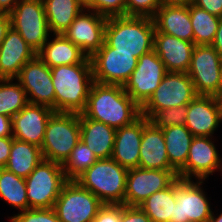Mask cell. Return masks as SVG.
<instances>
[{
  "mask_svg": "<svg viewBox=\"0 0 222 222\" xmlns=\"http://www.w3.org/2000/svg\"><path fill=\"white\" fill-rule=\"evenodd\" d=\"M81 114L118 129L137 120L141 116V107L122 85L94 82Z\"/></svg>",
  "mask_w": 222,
  "mask_h": 222,
  "instance_id": "6da1fadb",
  "label": "cell"
},
{
  "mask_svg": "<svg viewBox=\"0 0 222 222\" xmlns=\"http://www.w3.org/2000/svg\"><path fill=\"white\" fill-rule=\"evenodd\" d=\"M55 91V112L81 113L94 83L90 57L82 63L50 68Z\"/></svg>",
  "mask_w": 222,
  "mask_h": 222,
  "instance_id": "7a4b0ae2",
  "label": "cell"
},
{
  "mask_svg": "<svg viewBox=\"0 0 222 222\" xmlns=\"http://www.w3.org/2000/svg\"><path fill=\"white\" fill-rule=\"evenodd\" d=\"M155 23L150 17L107 18L104 42L114 52L132 53L137 59L154 49Z\"/></svg>",
  "mask_w": 222,
  "mask_h": 222,
  "instance_id": "3957f363",
  "label": "cell"
},
{
  "mask_svg": "<svg viewBox=\"0 0 222 222\" xmlns=\"http://www.w3.org/2000/svg\"><path fill=\"white\" fill-rule=\"evenodd\" d=\"M128 169L112 158L98 159L75 181L96 195L104 204H122Z\"/></svg>",
  "mask_w": 222,
  "mask_h": 222,
  "instance_id": "277c9868",
  "label": "cell"
},
{
  "mask_svg": "<svg viewBox=\"0 0 222 222\" xmlns=\"http://www.w3.org/2000/svg\"><path fill=\"white\" fill-rule=\"evenodd\" d=\"M79 141L80 113L54 111L41 146L43 159L63 164Z\"/></svg>",
  "mask_w": 222,
  "mask_h": 222,
  "instance_id": "5b68a950",
  "label": "cell"
},
{
  "mask_svg": "<svg viewBox=\"0 0 222 222\" xmlns=\"http://www.w3.org/2000/svg\"><path fill=\"white\" fill-rule=\"evenodd\" d=\"M67 181L62 164L43 159L25 179L29 209L53 208Z\"/></svg>",
  "mask_w": 222,
  "mask_h": 222,
  "instance_id": "8992f818",
  "label": "cell"
},
{
  "mask_svg": "<svg viewBox=\"0 0 222 222\" xmlns=\"http://www.w3.org/2000/svg\"><path fill=\"white\" fill-rule=\"evenodd\" d=\"M197 96L192 79L184 72H167L157 89L141 107V115L150 119L156 112L188 105Z\"/></svg>",
  "mask_w": 222,
  "mask_h": 222,
  "instance_id": "52a82bcc",
  "label": "cell"
},
{
  "mask_svg": "<svg viewBox=\"0 0 222 222\" xmlns=\"http://www.w3.org/2000/svg\"><path fill=\"white\" fill-rule=\"evenodd\" d=\"M103 205L92 192L68 180L53 208L61 222H92Z\"/></svg>",
  "mask_w": 222,
  "mask_h": 222,
  "instance_id": "ba28073f",
  "label": "cell"
},
{
  "mask_svg": "<svg viewBox=\"0 0 222 222\" xmlns=\"http://www.w3.org/2000/svg\"><path fill=\"white\" fill-rule=\"evenodd\" d=\"M11 27L38 53L51 35L42 0H20L9 14Z\"/></svg>",
  "mask_w": 222,
  "mask_h": 222,
  "instance_id": "9c48e42d",
  "label": "cell"
},
{
  "mask_svg": "<svg viewBox=\"0 0 222 222\" xmlns=\"http://www.w3.org/2000/svg\"><path fill=\"white\" fill-rule=\"evenodd\" d=\"M221 58L211 45H195L187 74L197 95L222 98Z\"/></svg>",
  "mask_w": 222,
  "mask_h": 222,
  "instance_id": "30bf717a",
  "label": "cell"
},
{
  "mask_svg": "<svg viewBox=\"0 0 222 222\" xmlns=\"http://www.w3.org/2000/svg\"><path fill=\"white\" fill-rule=\"evenodd\" d=\"M203 183L204 180L176 179L174 217L169 222H208L213 211Z\"/></svg>",
  "mask_w": 222,
  "mask_h": 222,
  "instance_id": "8fae6325",
  "label": "cell"
},
{
  "mask_svg": "<svg viewBox=\"0 0 222 222\" xmlns=\"http://www.w3.org/2000/svg\"><path fill=\"white\" fill-rule=\"evenodd\" d=\"M94 82L122 85L129 80L138 59L132 53L114 52L105 42L91 57Z\"/></svg>",
  "mask_w": 222,
  "mask_h": 222,
  "instance_id": "7c38bea8",
  "label": "cell"
},
{
  "mask_svg": "<svg viewBox=\"0 0 222 222\" xmlns=\"http://www.w3.org/2000/svg\"><path fill=\"white\" fill-rule=\"evenodd\" d=\"M166 73L164 63L153 49L138 59L135 70L123 86L124 90L142 107L157 89Z\"/></svg>",
  "mask_w": 222,
  "mask_h": 222,
  "instance_id": "4fadbf2b",
  "label": "cell"
},
{
  "mask_svg": "<svg viewBox=\"0 0 222 222\" xmlns=\"http://www.w3.org/2000/svg\"><path fill=\"white\" fill-rule=\"evenodd\" d=\"M178 178L175 170L129 169L126 178L125 206H139L153 193L169 187Z\"/></svg>",
  "mask_w": 222,
  "mask_h": 222,
  "instance_id": "5bb4252c",
  "label": "cell"
},
{
  "mask_svg": "<svg viewBox=\"0 0 222 222\" xmlns=\"http://www.w3.org/2000/svg\"><path fill=\"white\" fill-rule=\"evenodd\" d=\"M15 79L25 90L28 103L44 105L55 111L51 70L38 55L22 67Z\"/></svg>",
  "mask_w": 222,
  "mask_h": 222,
  "instance_id": "9a60e30c",
  "label": "cell"
},
{
  "mask_svg": "<svg viewBox=\"0 0 222 222\" xmlns=\"http://www.w3.org/2000/svg\"><path fill=\"white\" fill-rule=\"evenodd\" d=\"M213 137L194 136L186 164L178 171L180 179L204 180L216 171H222L220 158ZM213 140V141H212Z\"/></svg>",
  "mask_w": 222,
  "mask_h": 222,
  "instance_id": "2e32d148",
  "label": "cell"
},
{
  "mask_svg": "<svg viewBox=\"0 0 222 222\" xmlns=\"http://www.w3.org/2000/svg\"><path fill=\"white\" fill-rule=\"evenodd\" d=\"M107 18L83 9L63 35L91 57L104 44Z\"/></svg>",
  "mask_w": 222,
  "mask_h": 222,
  "instance_id": "e0dca14e",
  "label": "cell"
},
{
  "mask_svg": "<svg viewBox=\"0 0 222 222\" xmlns=\"http://www.w3.org/2000/svg\"><path fill=\"white\" fill-rule=\"evenodd\" d=\"M222 123V98L197 95L187 105L185 126L193 136L214 137Z\"/></svg>",
  "mask_w": 222,
  "mask_h": 222,
  "instance_id": "ac0fdd59",
  "label": "cell"
},
{
  "mask_svg": "<svg viewBox=\"0 0 222 222\" xmlns=\"http://www.w3.org/2000/svg\"><path fill=\"white\" fill-rule=\"evenodd\" d=\"M53 112L47 106L28 103L12 117L13 138L41 148L46 126Z\"/></svg>",
  "mask_w": 222,
  "mask_h": 222,
  "instance_id": "d6986e66",
  "label": "cell"
},
{
  "mask_svg": "<svg viewBox=\"0 0 222 222\" xmlns=\"http://www.w3.org/2000/svg\"><path fill=\"white\" fill-rule=\"evenodd\" d=\"M36 56L34 49L11 27L0 45V79H15L22 67Z\"/></svg>",
  "mask_w": 222,
  "mask_h": 222,
  "instance_id": "ffe728a7",
  "label": "cell"
},
{
  "mask_svg": "<svg viewBox=\"0 0 222 222\" xmlns=\"http://www.w3.org/2000/svg\"><path fill=\"white\" fill-rule=\"evenodd\" d=\"M195 44L161 32L154 34V50L167 72L187 73Z\"/></svg>",
  "mask_w": 222,
  "mask_h": 222,
  "instance_id": "44dd1931",
  "label": "cell"
},
{
  "mask_svg": "<svg viewBox=\"0 0 222 222\" xmlns=\"http://www.w3.org/2000/svg\"><path fill=\"white\" fill-rule=\"evenodd\" d=\"M144 128V116L132 124L116 129L112 159L126 169L139 167L140 144Z\"/></svg>",
  "mask_w": 222,
  "mask_h": 222,
  "instance_id": "7402d4cb",
  "label": "cell"
},
{
  "mask_svg": "<svg viewBox=\"0 0 222 222\" xmlns=\"http://www.w3.org/2000/svg\"><path fill=\"white\" fill-rule=\"evenodd\" d=\"M139 167L144 169L174 170L169 164L162 129L156 127L147 117H144Z\"/></svg>",
  "mask_w": 222,
  "mask_h": 222,
  "instance_id": "603a6c76",
  "label": "cell"
},
{
  "mask_svg": "<svg viewBox=\"0 0 222 222\" xmlns=\"http://www.w3.org/2000/svg\"><path fill=\"white\" fill-rule=\"evenodd\" d=\"M153 20L155 32L193 42L189 5H161Z\"/></svg>",
  "mask_w": 222,
  "mask_h": 222,
  "instance_id": "cb8c5ba5",
  "label": "cell"
},
{
  "mask_svg": "<svg viewBox=\"0 0 222 222\" xmlns=\"http://www.w3.org/2000/svg\"><path fill=\"white\" fill-rule=\"evenodd\" d=\"M115 135V128L80 113V140L93 151L97 159L112 157Z\"/></svg>",
  "mask_w": 222,
  "mask_h": 222,
  "instance_id": "d4e9b609",
  "label": "cell"
},
{
  "mask_svg": "<svg viewBox=\"0 0 222 222\" xmlns=\"http://www.w3.org/2000/svg\"><path fill=\"white\" fill-rule=\"evenodd\" d=\"M49 38L37 55L50 68L79 64L87 58V55L63 34H51Z\"/></svg>",
  "mask_w": 222,
  "mask_h": 222,
  "instance_id": "484cf974",
  "label": "cell"
},
{
  "mask_svg": "<svg viewBox=\"0 0 222 222\" xmlns=\"http://www.w3.org/2000/svg\"><path fill=\"white\" fill-rule=\"evenodd\" d=\"M50 33L63 34L82 12L84 0H42Z\"/></svg>",
  "mask_w": 222,
  "mask_h": 222,
  "instance_id": "4316f807",
  "label": "cell"
},
{
  "mask_svg": "<svg viewBox=\"0 0 222 222\" xmlns=\"http://www.w3.org/2000/svg\"><path fill=\"white\" fill-rule=\"evenodd\" d=\"M170 166L178 171L186 164L194 138L185 125H174L162 130Z\"/></svg>",
  "mask_w": 222,
  "mask_h": 222,
  "instance_id": "83f0119b",
  "label": "cell"
},
{
  "mask_svg": "<svg viewBox=\"0 0 222 222\" xmlns=\"http://www.w3.org/2000/svg\"><path fill=\"white\" fill-rule=\"evenodd\" d=\"M42 160L40 147L14 138L5 168L26 179Z\"/></svg>",
  "mask_w": 222,
  "mask_h": 222,
  "instance_id": "f1b7e54d",
  "label": "cell"
},
{
  "mask_svg": "<svg viewBox=\"0 0 222 222\" xmlns=\"http://www.w3.org/2000/svg\"><path fill=\"white\" fill-rule=\"evenodd\" d=\"M176 180L166 189L153 193L139 207L152 222H169L174 217Z\"/></svg>",
  "mask_w": 222,
  "mask_h": 222,
  "instance_id": "f546056e",
  "label": "cell"
},
{
  "mask_svg": "<svg viewBox=\"0 0 222 222\" xmlns=\"http://www.w3.org/2000/svg\"><path fill=\"white\" fill-rule=\"evenodd\" d=\"M0 198L20 212L29 209L25 179L0 168Z\"/></svg>",
  "mask_w": 222,
  "mask_h": 222,
  "instance_id": "4dcf8cb0",
  "label": "cell"
},
{
  "mask_svg": "<svg viewBox=\"0 0 222 222\" xmlns=\"http://www.w3.org/2000/svg\"><path fill=\"white\" fill-rule=\"evenodd\" d=\"M189 11L193 28V43L211 45L216 36L220 17L210 14L193 3L189 4Z\"/></svg>",
  "mask_w": 222,
  "mask_h": 222,
  "instance_id": "1f68e13d",
  "label": "cell"
},
{
  "mask_svg": "<svg viewBox=\"0 0 222 222\" xmlns=\"http://www.w3.org/2000/svg\"><path fill=\"white\" fill-rule=\"evenodd\" d=\"M15 80V82H14ZM28 104L25 90L14 78L0 79V114L13 117Z\"/></svg>",
  "mask_w": 222,
  "mask_h": 222,
  "instance_id": "d6a6232c",
  "label": "cell"
},
{
  "mask_svg": "<svg viewBox=\"0 0 222 222\" xmlns=\"http://www.w3.org/2000/svg\"><path fill=\"white\" fill-rule=\"evenodd\" d=\"M97 160L93 151L80 140L70 153V156L62 164L66 179L75 180Z\"/></svg>",
  "mask_w": 222,
  "mask_h": 222,
  "instance_id": "836d02e7",
  "label": "cell"
},
{
  "mask_svg": "<svg viewBox=\"0 0 222 222\" xmlns=\"http://www.w3.org/2000/svg\"><path fill=\"white\" fill-rule=\"evenodd\" d=\"M187 118V105L171 107L156 112L150 119L159 129H165L174 125H185Z\"/></svg>",
  "mask_w": 222,
  "mask_h": 222,
  "instance_id": "e575fe53",
  "label": "cell"
},
{
  "mask_svg": "<svg viewBox=\"0 0 222 222\" xmlns=\"http://www.w3.org/2000/svg\"><path fill=\"white\" fill-rule=\"evenodd\" d=\"M126 0H84L85 9L106 18L125 16Z\"/></svg>",
  "mask_w": 222,
  "mask_h": 222,
  "instance_id": "d590c367",
  "label": "cell"
},
{
  "mask_svg": "<svg viewBox=\"0 0 222 222\" xmlns=\"http://www.w3.org/2000/svg\"><path fill=\"white\" fill-rule=\"evenodd\" d=\"M10 222H61L54 208L27 209L9 217Z\"/></svg>",
  "mask_w": 222,
  "mask_h": 222,
  "instance_id": "8d00e7d4",
  "label": "cell"
},
{
  "mask_svg": "<svg viewBox=\"0 0 222 222\" xmlns=\"http://www.w3.org/2000/svg\"><path fill=\"white\" fill-rule=\"evenodd\" d=\"M160 6L159 0H126L125 16L153 18Z\"/></svg>",
  "mask_w": 222,
  "mask_h": 222,
  "instance_id": "74e56055",
  "label": "cell"
},
{
  "mask_svg": "<svg viewBox=\"0 0 222 222\" xmlns=\"http://www.w3.org/2000/svg\"><path fill=\"white\" fill-rule=\"evenodd\" d=\"M92 222H121V204H104Z\"/></svg>",
  "mask_w": 222,
  "mask_h": 222,
  "instance_id": "f35d334b",
  "label": "cell"
},
{
  "mask_svg": "<svg viewBox=\"0 0 222 222\" xmlns=\"http://www.w3.org/2000/svg\"><path fill=\"white\" fill-rule=\"evenodd\" d=\"M121 222H152L139 206L121 204Z\"/></svg>",
  "mask_w": 222,
  "mask_h": 222,
  "instance_id": "ab89813d",
  "label": "cell"
},
{
  "mask_svg": "<svg viewBox=\"0 0 222 222\" xmlns=\"http://www.w3.org/2000/svg\"><path fill=\"white\" fill-rule=\"evenodd\" d=\"M192 3L210 14L222 17V0H193Z\"/></svg>",
  "mask_w": 222,
  "mask_h": 222,
  "instance_id": "60d3db41",
  "label": "cell"
},
{
  "mask_svg": "<svg viewBox=\"0 0 222 222\" xmlns=\"http://www.w3.org/2000/svg\"><path fill=\"white\" fill-rule=\"evenodd\" d=\"M13 137H0V168H4L9 160Z\"/></svg>",
  "mask_w": 222,
  "mask_h": 222,
  "instance_id": "b9f144b4",
  "label": "cell"
},
{
  "mask_svg": "<svg viewBox=\"0 0 222 222\" xmlns=\"http://www.w3.org/2000/svg\"><path fill=\"white\" fill-rule=\"evenodd\" d=\"M0 137H13L12 118L0 114Z\"/></svg>",
  "mask_w": 222,
  "mask_h": 222,
  "instance_id": "7bdbcfd3",
  "label": "cell"
},
{
  "mask_svg": "<svg viewBox=\"0 0 222 222\" xmlns=\"http://www.w3.org/2000/svg\"><path fill=\"white\" fill-rule=\"evenodd\" d=\"M10 28H11L10 15L7 13H0V45Z\"/></svg>",
  "mask_w": 222,
  "mask_h": 222,
  "instance_id": "ee69618b",
  "label": "cell"
},
{
  "mask_svg": "<svg viewBox=\"0 0 222 222\" xmlns=\"http://www.w3.org/2000/svg\"><path fill=\"white\" fill-rule=\"evenodd\" d=\"M211 46L220 54L222 57V17L220 18V22L218 25V29L216 31V36L211 44Z\"/></svg>",
  "mask_w": 222,
  "mask_h": 222,
  "instance_id": "f6af8a7d",
  "label": "cell"
},
{
  "mask_svg": "<svg viewBox=\"0 0 222 222\" xmlns=\"http://www.w3.org/2000/svg\"><path fill=\"white\" fill-rule=\"evenodd\" d=\"M20 0H0V13L10 14Z\"/></svg>",
  "mask_w": 222,
  "mask_h": 222,
  "instance_id": "bcb514c9",
  "label": "cell"
},
{
  "mask_svg": "<svg viewBox=\"0 0 222 222\" xmlns=\"http://www.w3.org/2000/svg\"><path fill=\"white\" fill-rule=\"evenodd\" d=\"M161 5H189L193 0H159Z\"/></svg>",
  "mask_w": 222,
  "mask_h": 222,
  "instance_id": "7dc6e473",
  "label": "cell"
},
{
  "mask_svg": "<svg viewBox=\"0 0 222 222\" xmlns=\"http://www.w3.org/2000/svg\"><path fill=\"white\" fill-rule=\"evenodd\" d=\"M208 222H222V213L215 216L214 212L212 213L211 217L209 218Z\"/></svg>",
  "mask_w": 222,
  "mask_h": 222,
  "instance_id": "c3c4849f",
  "label": "cell"
},
{
  "mask_svg": "<svg viewBox=\"0 0 222 222\" xmlns=\"http://www.w3.org/2000/svg\"><path fill=\"white\" fill-rule=\"evenodd\" d=\"M221 80H222V58H221Z\"/></svg>",
  "mask_w": 222,
  "mask_h": 222,
  "instance_id": "681fc988",
  "label": "cell"
}]
</instances>
